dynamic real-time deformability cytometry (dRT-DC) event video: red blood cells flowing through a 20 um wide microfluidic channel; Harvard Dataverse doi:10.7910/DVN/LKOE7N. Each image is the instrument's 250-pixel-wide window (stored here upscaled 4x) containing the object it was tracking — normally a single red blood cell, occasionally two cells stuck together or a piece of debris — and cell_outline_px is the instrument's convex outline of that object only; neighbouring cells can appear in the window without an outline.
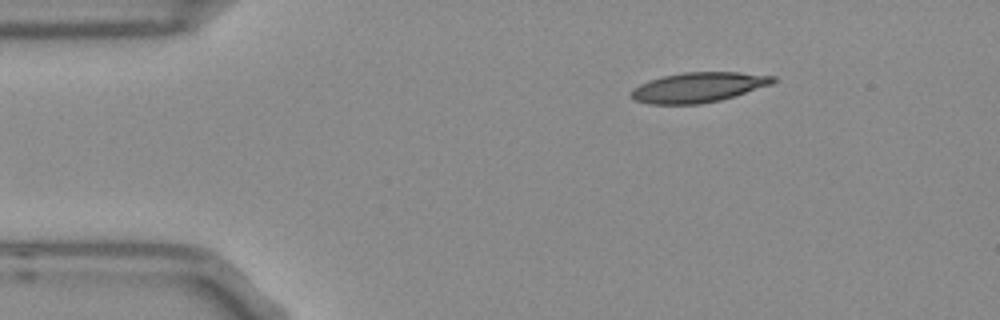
{"species": "Egyptian fruit bat (a non-hibernating species)", "species_latin": "Rousettus aegyptiacus", "temperature_condition": "room temperature", "stored_images_in_passage": 46, "camera_frame_rate_fps": 3000, "um_per_image_px": 0.085, "frame": {"image": 1, "passage_image": 1, "time_ms": 0.0, "image_size_px": [1000, 320], "cell_outline_px": [[776, 80], [772, 84], [720, 100], [700, 104], [648, 104], [636, 100], [628, 92], [632, 88], [648, 80], [664, 76], [684, 72], [740, 72], [776, 76]], "centroid_in_image_um": [59.34, 7.42], "position_along_channel_um": 25.7, "area_um2": 24.74}}
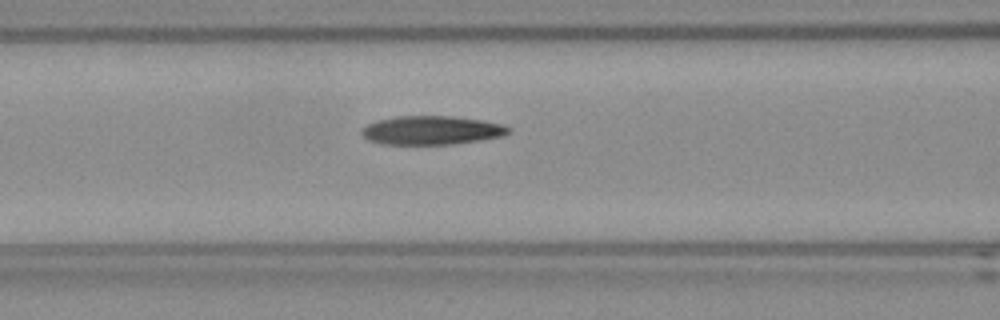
{"frame": {"image": 2, "passage_image": 14, "time_ms": 4.333, "image_size_px": [1000, 320], "cell_outline_px": [[512, 132], [504, 136], [480, 140], [452, 144], [380, 144], [368, 140], [360, 132], [360, 128], [368, 124], [380, 120], [396, 116], [452, 116], [484, 120], [504, 124], [512, 128]], "centroid_in_image_um": [36.74, 11.07], "position_along_channel_um": 129.9, "area_um2": 24.85}}
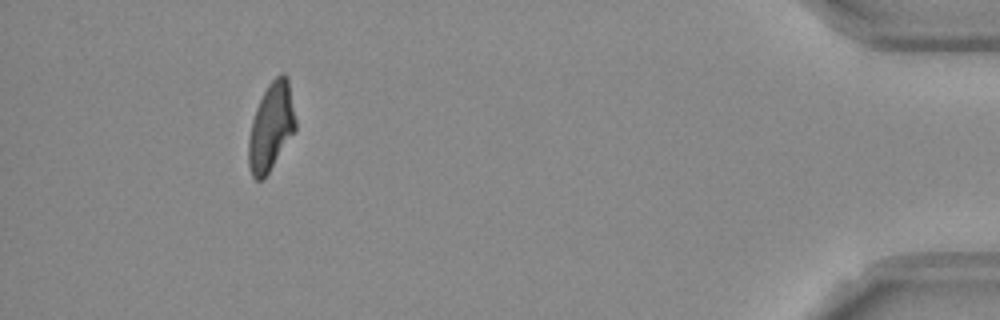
{"frame": {"image": 3, "passage_image": 42, "time_ms": 13.667, "image_size_px": [1000, 320], "cell_outline_px": [[296, 128], [264, 180], [256, 180], [252, 176], [248, 164], [248, 140], [252, 120], [256, 108], [268, 84], [280, 72], [284, 72], [288, 76], [296, 120]], "centroid_in_image_um": [23.04, 10.76], "position_along_channel_um": 412.2, "area_um2": 24.04}, "authors_computed_cell_mechanics": {"area_um2": 24.9118, "velocity_mm_per_s": 3.7407, "shape_relaxation_time_tau1_ms": null, "shape_relaxation_time_tau2_ms": 6.1178, "deformation_change_tau1": null, "deformation_change_tau2": 0.1622}}